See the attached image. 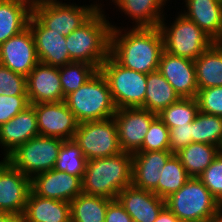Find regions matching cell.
<instances>
[{"label":"cell","instance_id":"cell-11","mask_svg":"<svg viewBox=\"0 0 222 222\" xmlns=\"http://www.w3.org/2000/svg\"><path fill=\"white\" fill-rule=\"evenodd\" d=\"M158 114L141 107L117 109L113 118L117 125L118 138L123 152H137L145 139L151 122Z\"/></svg>","mask_w":222,"mask_h":222},{"label":"cell","instance_id":"cell-29","mask_svg":"<svg viewBox=\"0 0 222 222\" xmlns=\"http://www.w3.org/2000/svg\"><path fill=\"white\" fill-rule=\"evenodd\" d=\"M111 199L81 193L70 202L71 222H105Z\"/></svg>","mask_w":222,"mask_h":222},{"label":"cell","instance_id":"cell-20","mask_svg":"<svg viewBox=\"0 0 222 222\" xmlns=\"http://www.w3.org/2000/svg\"><path fill=\"white\" fill-rule=\"evenodd\" d=\"M38 135L40 134L37 115L34 107L30 104L11 120L0 126V147L3 150L2 157L5 159L19 145L24 144Z\"/></svg>","mask_w":222,"mask_h":222},{"label":"cell","instance_id":"cell-2","mask_svg":"<svg viewBox=\"0 0 222 222\" xmlns=\"http://www.w3.org/2000/svg\"><path fill=\"white\" fill-rule=\"evenodd\" d=\"M82 193L117 199L132 182V154L120 152L114 156L87 161L81 179Z\"/></svg>","mask_w":222,"mask_h":222},{"label":"cell","instance_id":"cell-32","mask_svg":"<svg viewBox=\"0 0 222 222\" xmlns=\"http://www.w3.org/2000/svg\"><path fill=\"white\" fill-rule=\"evenodd\" d=\"M199 112L196 98H180L163 109L158 117L170 129L192 123Z\"/></svg>","mask_w":222,"mask_h":222},{"label":"cell","instance_id":"cell-33","mask_svg":"<svg viewBox=\"0 0 222 222\" xmlns=\"http://www.w3.org/2000/svg\"><path fill=\"white\" fill-rule=\"evenodd\" d=\"M97 71L95 66L84 62H71L59 67L63 100L67 95L85 84Z\"/></svg>","mask_w":222,"mask_h":222},{"label":"cell","instance_id":"cell-35","mask_svg":"<svg viewBox=\"0 0 222 222\" xmlns=\"http://www.w3.org/2000/svg\"><path fill=\"white\" fill-rule=\"evenodd\" d=\"M169 146V128L157 116L145 135L144 142L138 151H166Z\"/></svg>","mask_w":222,"mask_h":222},{"label":"cell","instance_id":"cell-10","mask_svg":"<svg viewBox=\"0 0 222 222\" xmlns=\"http://www.w3.org/2000/svg\"><path fill=\"white\" fill-rule=\"evenodd\" d=\"M73 140L87 161L114 156L123 152L114 118L78 124Z\"/></svg>","mask_w":222,"mask_h":222},{"label":"cell","instance_id":"cell-3","mask_svg":"<svg viewBox=\"0 0 222 222\" xmlns=\"http://www.w3.org/2000/svg\"><path fill=\"white\" fill-rule=\"evenodd\" d=\"M104 9L99 8L84 24L66 37L72 62H84L100 70L110 56L112 26Z\"/></svg>","mask_w":222,"mask_h":222},{"label":"cell","instance_id":"cell-14","mask_svg":"<svg viewBox=\"0 0 222 222\" xmlns=\"http://www.w3.org/2000/svg\"><path fill=\"white\" fill-rule=\"evenodd\" d=\"M39 63L33 33L28 26L0 45V64L27 76Z\"/></svg>","mask_w":222,"mask_h":222},{"label":"cell","instance_id":"cell-18","mask_svg":"<svg viewBox=\"0 0 222 222\" xmlns=\"http://www.w3.org/2000/svg\"><path fill=\"white\" fill-rule=\"evenodd\" d=\"M30 104L63 101L59 67L38 63L26 76Z\"/></svg>","mask_w":222,"mask_h":222},{"label":"cell","instance_id":"cell-39","mask_svg":"<svg viewBox=\"0 0 222 222\" xmlns=\"http://www.w3.org/2000/svg\"><path fill=\"white\" fill-rule=\"evenodd\" d=\"M27 95H0V126L29 106Z\"/></svg>","mask_w":222,"mask_h":222},{"label":"cell","instance_id":"cell-46","mask_svg":"<svg viewBox=\"0 0 222 222\" xmlns=\"http://www.w3.org/2000/svg\"><path fill=\"white\" fill-rule=\"evenodd\" d=\"M23 1L29 3L31 6H34V5L40 4L42 2H48L51 0H23Z\"/></svg>","mask_w":222,"mask_h":222},{"label":"cell","instance_id":"cell-6","mask_svg":"<svg viewBox=\"0 0 222 222\" xmlns=\"http://www.w3.org/2000/svg\"><path fill=\"white\" fill-rule=\"evenodd\" d=\"M100 71L107 79L117 109L144 105L146 74L121 66L111 55L103 62Z\"/></svg>","mask_w":222,"mask_h":222},{"label":"cell","instance_id":"cell-1","mask_svg":"<svg viewBox=\"0 0 222 222\" xmlns=\"http://www.w3.org/2000/svg\"><path fill=\"white\" fill-rule=\"evenodd\" d=\"M110 55L128 69L148 74L158 70L164 51L163 36L156 27H118L111 24Z\"/></svg>","mask_w":222,"mask_h":222},{"label":"cell","instance_id":"cell-24","mask_svg":"<svg viewBox=\"0 0 222 222\" xmlns=\"http://www.w3.org/2000/svg\"><path fill=\"white\" fill-rule=\"evenodd\" d=\"M183 4L186 8L180 13L213 38L220 26L222 0H184Z\"/></svg>","mask_w":222,"mask_h":222},{"label":"cell","instance_id":"cell-7","mask_svg":"<svg viewBox=\"0 0 222 222\" xmlns=\"http://www.w3.org/2000/svg\"><path fill=\"white\" fill-rule=\"evenodd\" d=\"M165 201L181 222L211 218L222 206L197 177H191Z\"/></svg>","mask_w":222,"mask_h":222},{"label":"cell","instance_id":"cell-12","mask_svg":"<svg viewBox=\"0 0 222 222\" xmlns=\"http://www.w3.org/2000/svg\"><path fill=\"white\" fill-rule=\"evenodd\" d=\"M30 191L31 178L3 158L0 161V212L22 216Z\"/></svg>","mask_w":222,"mask_h":222},{"label":"cell","instance_id":"cell-4","mask_svg":"<svg viewBox=\"0 0 222 222\" xmlns=\"http://www.w3.org/2000/svg\"><path fill=\"white\" fill-rule=\"evenodd\" d=\"M64 102L78 123L109 119L117 110L107 79L100 70L76 91L67 95Z\"/></svg>","mask_w":222,"mask_h":222},{"label":"cell","instance_id":"cell-19","mask_svg":"<svg viewBox=\"0 0 222 222\" xmlns=\"http://www.w3.org/2000/svg\"><path fill=\"white\" fill-rule=\"evenodd\" d=\"M173 155L166 151H137L132 154V182L135 187L151 191L158 196L161 169Z\"/></svg>","mask_w":222,"mask_h":222},{"label":"cell","instance_id":"cell-28","mask_svg":"<svg viewBox=\"0 0 222 222\" xmlns=\"http://www.w3.org/2000/svg\"><path fill=\"white\" fill-rule=\"evenodd\" d=\"M216 145L192 142L176 153L190 177H198L219 154Z\"/></svg>","mask_w":222,"mask_h":222},{"label":"cell","instance_id":"cell-38","mask_svg":"<svg viewBox=\"0 0 222 222\" xmlns=\"http://www.w3.org/2000/svg\"><path fill=\"white\" fill-rule=\"evenodd\" d=\"M196 100L200 112L222 117V86L199 89Z\"/></svg>","mask_w":222,"mask_h":222},{"label":"cell","instance_id":"cell-23","mask_svg":"<svg viewBox=\"0 0 222 222\" xmlns=\"http://www.w3.org/2000/svg\"><path fill=\"white\" fill-rule=\"evenodd\" d=\"M120 13L132 20L131 27H156L159 26L166 14L164 6L170 0H111Z\"/></svg>","mask_w":222,"mask_h":222},{"label":"cell","instance_id":"cell-45","mask_svg":"<svg viewBox=\"0 0 222 222\" xmlns=\"http://www.w3.org/2000/svg\"><path fill=\"white\" fill-rule=\"evenodd\" d=\"M211 222H222V206L211 217Z\"/></svg>","mask_w":222,"mask_h":222},{"label":"cell","instance_id":"cell-13","mask_svg":"<svg viewBox=\"0 0 222 222\" xmlns=\"http://www.w3.org/2000/svg\"><path fill=\"white\" fill-rule=\"evenodd\" d=\"M31 105L37 115L38 129L41 136L58 137L63 140L74 138L79 123L64 100Z\"/></svg>","mask_w":222,"mask_h":222},{"label":"cell","instance_id":"cell-27","mask_svg":"<svg viewBox=\"0 0 222 222\" xmlns=\"http://www.w3.org/2000/svg\"><path fill=\"white\" fill-rule=\"evenodd\" d=\"M194 63L198 90L222 86V48L211 45Z\"/></svg>","mask_w":222,"mask_h":222},{"label":"cell","instance_id":"cell-25","mask_svg":"<svg viewBox=\"0 0 222 222\" xmlns=\"http://www.w3.org/2000/svg\"><path fill=\"white\" fill-rule=\"evenodd\" d=\"M32 6L23 0H0V45L28 27Z\"/></svg>","mask_w":222,"mask_h":222},{"label":"cell","instance_id":"cell-43","mask_svg":"<svg viewBox=\"0 0 222 222\" xmlns=\"http://www.w3.org/2000/svg\"><path fill=\"white\" fill-rule=\"evenodd\" d=\"M0 222H21V216L13 213L0 212Z\"/></svg>","mask_w":222,"mask_h":222},{"label":"cell","instance_id":"cell-16","mask_svg":"<svg viewBox=\"0 0 222 222\" xmlns=\"http://www.w3.org/2000/svg\"><path fill=\"white\" fill-rule=\"evenodd\" d=\"M158 71L180 98H196L198 85L194 61L163 51Z\"/></svg>","mask_w":222,"mask_h":222},{"label":"cell","instance_id":"cell-40","mask_svg":"<svg viewBox=\"0 0 222 222\" xmlns=\"http://www.w3.org/2000/svg\"><path fill=\"white\" fill-rule=\"evenodd\" d=\"M192 143V123L169 129L170 151L176 154Z\"/></svg>","mask_w":222,"mask_h":222},{"label":"cell","instance_id":"cell-22","mask_svg":"<svg viewBox=\"0 0 222 222\" xmlns=\"http://www.w3.org/2000/svg\"><path fill=\"white\" fill-rule=\"evenodd\" d=\"M22 222H71L70 202L48 199L30 191Z\"/></svg>","mask_w":222,"mask_h":222},{"label":"cell","instance_id":"cell-36","mask_svg":"<svg viewBox=\"0 0 222 222\" xmlns=\"http://www.w3.org/2000/svg\"><path fill=\"white\" fill-rule=\"evenodd\" d=\"M222 205V152L197 177Z\"/></svg>","mask_w":222,"mask_h":222},{"label":"cell","instance_id":"cell-8","mask_svg":"<svg viewBox=\"0 0 222 222\" xmlns=\"http://www.w3.org/2000/svg\"><path fill=\"white\" fill-rule=\"evenodd\" d=\"M63 139L50 136H35L19 145L5 159L24 175H34L54 169Z\"/></svg>","mask_w":222,"mask_h":222},{"label":"cell","instance_id":"cell-41","mask_svg":"<svg viewBox=\"0 0 222 222\" xmlns=\"http://www.w3.org/2000/svg\"><path fill=\"white\" fill-rule=\"evenodd\" d=\"M105 222H132V218L118 199H112L107 206Z\"/></svg>","mask_w":222,"mask_h":222},{"label":"cell","instance_id":"cell-21","mask_svg":"<svg viewBox=\"0 0 222 222\" xmlns=\"http://www.w3.org/2000/svg\"><path fill=\"white\" fill-rule=\"evenodd\" d=\"M117 199L132 220L137 222H154L166 206L165 199L132 184L121 190Z\"/></svg>","mask_w":222,"mask_h":222},{"label":"cell","instance_id":"cell-44","mask_svg":"<svg viewBox=\"0 0 222 222\" xmlns=\"http://www.w3.org/2000/svg\"><path fill=\"white\" fill-rule=\"evenodd\" d=\"M212 45L222 48V16L218 32L212 38Z\"/></svg>","mask_w":222,"mask_h":222},{"label":"cell","instance_id":"cell-26","mask_svg":"<svg viewBox=\"0 0 222 222\" xmlns=\"http://www.w3.org/2000/svg\"><path fill=\"white\" fill-rule=\"evenodd\" d=\"M180 99L174 88L157 70L146 74V94L143 109L159 114Z\"/></svg>","mask_w":222,"mask_h":222},{"label":"cell","instance_id":"cell-34","mask_svg":"<svg viewBox=\"0 0 222 222\" xmlns=\"http://www.w3.org/2000/svg\"><path fill=\"white\" fill-rule=\"evenodd\" d=\"M86 164L87 159L77 143L73 139L63 140L54 169L82 179Z\"/></svg>","mask_w":222,"mask_h":222},{"label":"cell","instance_id":"cell-9","mask_svg":"<svg viewBox=\"0 0 222 222\" xmlns=\"http://www.w3.org/2000/svg\"><path fill=\"white\" fill-rule=\"evenodd\" d=\"M69 3V4H67ZM62 0H51L32 6V14L47 28L67 37L84 24L99 8L105 5L94 1L79 5Z\"/></svg>","mask_w":222,"mask_h":222},{"label":"cell","instance_id":"cell-31","mask_svg":"<svg viewBox=\"0 0 222 222\" xmlns=\"http://www.w3.org/2000/svg\"><path fill=\"white\" fill-rule=\"evenodd\" d=\"M191 177L176 154H173L161 169L158 196L166 199L178 191Z\"/></svg>","mask_w":222,"mask_h":222},{"label":"cell","instance_id":"cell-15","mask_svg":"<svg viewBox=\"0 0 222 222\" xmlns=\"http://www.w3.org/2000/svg\"><path fill=\"white\" fill-rule=\"evenodd\" d=\"M31 191L40 197L71 202L82 193L79 176L51 169L31 178Z\"/></svg>","mask_w":222,"mask_h":222},{"label":"cell","instance_id":"cell-37","mask_svg":"<svg viewBox=\"0 0 222 222\" xmlns=\"http://www.w3.org/2000/svg\"><path fill=\"white\" fill-rule=\"evenodd\" d=\"M0 95H27L26 76L0 64Z\"/></svg>","mask_w":222,"mask_h":222},{"label":"cell","instance_id":"cell-5","mask_svg":"<svg viewBox=\"0 0 222 222\" xmlns=\"http://www.w3.org/2000/svg\"><path fill=\"white\" fill-rule=\"evenodd\" d=\"M176 15L171 25L164 16L158 26L164 51L194 61L212 45V38L180 12Z\"/></svg>","mask_w":222,"mask_h":222},{"label":"cell","instance_id":"cell-30","mask_svg":"<svg viewBox=\"0 0 222 222\" xmlns=\"http://www.w3.org/2000/svg\"><path fill=\"white\" fill-rule=\"evenodd\" d=\"M192 142L222 148V117L198 112L192 122Z\"/></svg>","mask_w":222,"mask_h":222},{"label":"cell","instance_id":"cell-17","mask_svg":"<svg viewBox=\"0 0 222 222\" xmlns=\"http://www.w3.org/2000/svg\"><path fill=\"white\" fill-rule=\"evenodd\" d=\"M39 62L61 67L71 63L69 51L66 46V37L52 29H47L33 14L29 19Z\"/></svg>","mask_w":222,"mask_h":222},{"label":"cell","instance_id":"cell-42","mask_svg":"<svg viewBox=\"0 0 222 222\" xmlns=\"http://www.w3.org/2000/svg\"><path fill=\"white\" fill-rule=\"evenodd\" d=\"M154 222H181L168 208L165 206L159 213Z\"/></svg>","mask_w":222,"mask_h":222},{"label":"cell","instance_id":"cell-47","mask_svg":"<svg viewBox=\"0 0 222 222\" xmlns=\"http://www.w3.org/2000/svg\"><path fill=\"white\" fill-rule=\"evenodd\" d=\"M184 222H211V218H203V219H198V220H189V221H184Z\"/></svg>","mask_w":222,"mask_h":222}]
</instances>
